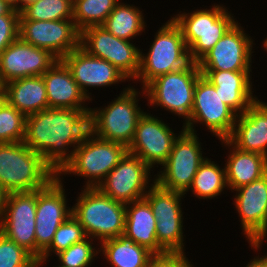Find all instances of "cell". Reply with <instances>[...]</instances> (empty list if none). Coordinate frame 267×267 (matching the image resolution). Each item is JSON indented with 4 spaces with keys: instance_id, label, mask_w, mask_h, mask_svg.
<instances>
[{
    "instance_id": "cell-11",
    "label": "cell",
    "mask_w": 267,
    "mask_h": 267,
    "mask_svg": "<svg viewBox=\"0 0 267 267\" xmlns=\"http://www.w3.org/2000/svg\"><path fill=\"white\" fill-rule=\"evenodd\" d=\"M132 42L115 37L101 25L89 26L80 31V48L91 56L111 63L130 82L138 75L141 50Z\"/></svg>"
},
{
    "instance_id": "cell-16",
    "label": "cell",
    "mask_w": 267,
    "mask_h": 267,
    "mask_svg": "<svg viewBox=\"0 0 267 267\" xmlns=\"http://www.w3.org/2000/svg\"><path fill=\"white\" fill-rule=\"evenodd\" d=\"M19 37L62 59L80 47V30L73 19L54 21L19 20Z\"/></svg>"
},
{
    "instance_id": "cell-8",
    "label": "cell",
    "mask_w": 267,
    "mask_h": 267,
    "mask_svg": "<svg viewBox=\"0 0 267 267\" xmlns=\"http://www.w3.org/2000/svg\"><path fill=\"white\" fill-rule=\"evenodd\" d=\"M201 75L198 64L191 61L180 70L157 76L144 87L149 103L146 105L160 107L185 122L190 117L194 89Z\"/></svg>"
},
{
    "instance_id": "cell-23",
    "label": "cell",
    "mask_w": 267,
    "mask_h": 267,
    "mask_svg": "<svg viewBox=\"0 0 267 267\" xmlns=\"http://www.w3.org/2000/svg\"><path fill=\"white\" fill-rule=\"evenodd\" d=\"M216 88L222 101L237 115L244 113L258 97L253 94V72L200 71Z\"/></svg>"
},
{
    "instance_id": "cell-36",
    "label": "cell",
    "mask_w": 267,
    "mask_h": 267,
    "mask_svg": "<svg viewBox=\"0 0 267 267\" xmlns=\"http://www.w3.org/2000/svg\"><path fill=\"white\" fill-rule=\"evenodd\" d=\"M26 117L5 101L0 107V143L23 142Z\"/></svg>"
},
{
    "instance_id": "cell-37",
    "label": "cell",
    "mask_w": 267,
    "mask_h": 267,
    "mask_svg": "<svg viewBox=\"0 0 267 267\" xmlns=\"http://www.w3.org/2000/svg\"><path fill=\"white\" fill-rule=\"evenodd\" d=\"M35 258L0 232V267H33Z\"/></svg>"
},
{
    "instance_id": "cell-2",
    "label": "cell",
    "mask_w": 267,
    "mask_h": 267,
    "mask_svg": "<svg viewBox=\"0 0 267 267\" xmlns=\"http://www.w3.org/2000/svg\"><path fill=\"white\" fill-rule=\"evenodd\" d=\"M131 84L128 83L107 106L105 103L102 107H90L89 111V131L93 135L127 148L133 141L139 119L145 113L139 106V97L146 99L144 88L139 90Z\"/></svg>"
},
{
    "instance_id": "cell-10",
    "label": "cell",
    "mask_w": 267,
    "mask_h": 267,
    "mask_svg": "<svg viewBox=\"0 0 267 267\" xmlns=\"http://www.w3.org/2000/svg\"><path fill=\"white\" fill-rule=\"evenodd\" d=\"M237 114L216 92L215 86L203 75L196 83L190 117L183 122L185 130L197 133L196 125L204 127L218 140L227 139L233 130Z\"/></svg>"
},
{
    "instance_id": "cell-4",
    "label": "cell",
    "mask_w": 267,
    "mask_h": 267,
    "mask_svg": "<svg viewBox=\"0 0 267 267\" xmlns=\"http://www.w3.org/2000/svg\"><path fill=\"white\" fill-rule=\"evenodd\" d=\"M56 173L24 142L0 143V183L8 193L45 187Z\"/></svg>"
},
{
    "instance_id": "cell-44",
    "label": "cell",
    "mask_w": 267,
    "mask_h": 267,
    "mask_svg": "<svg viewBox=\"0 0 267 267\" xmlns=\"http://www.w3.org/2000/svg\"><path fill=\"white\" fill-rule=\"evenodd\" d=\"M6 2L9 6H11L13 9H16L20 12V0H3Z\"/></svg>"
},
{
    "instance_id": "cell-45",
    "label": "cell",
    "mask_w": 267,
    "mask_h": 267,
    "mask_svg": "<svg viewBox=\"0 0 267 267\" xmlns=\"http://www.w3.org/2000/svg\"><path fill=\"white\" fill-rule=\"evenodd\" d=\"M46 262H50V260H46V259H42V258H39V259H35L34 263H33V267H43L45 264L47 265L48 263ZM54 267V266H53ZM55 267H58L56 266L55 264Z\"/></svg>"
},
{
    "instance_id": "cell-35",
    "label": "cell",
    "mask_w": 267,
    "mask_h": 267,
    "mask_svg": "<svg viewBox=\"0 0 267 267\" xmlns=\"http://www.w3.org/2000/svg\"><path fill=\"white\" fill-rule=\"evenodd\" d=\"M87 237L81 242L74 243L66 250L55 255L58 267H90L97 260L99 254V243ZM97 242V244H96ZM95 243V245H94ZM97 245V246H96ZM96 246V247H95ZM93 262V263H92Z\"/></svg>"
},
{
    "instance_id": "cell-13",
    "label": "cell",
    "mask_w": 267,
    "mask_h": 267,
    "mask_svg": "<svg viewBox=\"0 0 267 267\" xmlns=\"http://www.w3.org/2000/svg\"><path fill=\"white\" fill-rule=\"evenodd\" d=\"M249 35L237 20L197 62L200 71L252 72V56H255L253 48L256 43Z\"/></svg>"
},
{
    "instance_id": "cell-25",
    "label": "cell",
    "mask_w": 267,
    "mask_h": 267,
    "mask_svg": "<svg viewBox=\"0 0 267 267\" xmlns=\"http://www.w3.org/2000/svg\"><path fill=\"white\" fill-rule=\"evenodd\" d=\"M156 223L152 208L145 198L126 204L123 234L154 255H162L166 252L158 245Z\"/></svg>"
},
{
    "instance_id": "cell-1",
    "label": "cell",
    "mask_w": 267,
    "mask_h": 267,
    "mask_svg": "<svg viewBox=\"0 0 267 267\" xmlns=\"http://www.w3.org/2000/svg\"><path fill=\"white\" fill-rule=\"evenodd\" d=\"M89 111L48 108L30 114L26 117L23 142L40 154L57 175L89 132Z\"/></svg>"
},
{
    "instance_id": "cell-34",
    "label": "cell",
    "mask_w": 267,
    "mask_h": 267,
    "mask_svg": "<svg viewBox=\"0 0 267 267\" xmlns=\"http://www.w3.org/2000/svg\"><path fill=\"white\" fill-rule=\"evenodd\" d=\"M87 238V235L79 221L71 214L56 230L50 246L42 253L41 258L49 260L56 254L66 250L74 243ZM53 255V257H52Z\"/></svg>"
},
{
    "instance_id": "cell-7",
    "label": "cell",
    "mask_w": 267,
    "mask_h": 267,
    "mask_svg": "<svg viewBox=\"0 0 267 267\" xmlns=\"http://www.w3.org/2000/svg\"><path fill=\"white\" fill-rule=\"evenodd\" d=\"M127 152L125 145L100 139L89 131L74 149L72 159L57 176L63 178L68 174L83 177V187L97 188Z\"/></svg>"
},
{
    "instance_id": "cell-30",
    "label": "cell",
    "mask_w": 267,
    "mask_h": 267,
    "mask_svg": "<svg viewBox=\"0 0 267 267\" xmlns=\"http://www.w3.org/2000/svg\"><path fill=\"white\" fill-rule=\"evenodd\" d=\"M119 0H73V21L81 31L102 25Z\"/></svg>"
},
{
    "instance_id": "cell-6",
    "label": "cell",
    "mask_w": 267,
    "mask_h": 267,
    "mask_svg": "<svg viewBox=\"0 0 267 267\" xmlns=\"http://www.w3.org/2000/svg\"><path fill=\"white\" fill-rule=\"evenodd\" d=\"M151 42L146 53L140 50V69L132 81L141 88L157 76L180 70L191 62L181 29L171 17L158 28Z\"/></svg>"
},
{
    "instance_id": "cell-48",
    "label": "cell",
    "mask_w": 267,
    "mask_h": 267,
    "mask_svg": "<svg viewBox=\"0 0 267 267\" xmlns=\"http://www.w3.org/2000/svg\"><path fill=\"white\" fill-rule=\"evenodd\" d=\"M261 47L264 49L263 51L267 52V36L266 39L264 38Z\"/></svg>"
},
{
    "instance_id": "cell-14",
    "label": "cell",
    "mask_w": 267,
    "mask_h": 267,
    "mask_svg": "<svg viewBox=\"0 0 267 267\" xmlns=\"http://www.w3.org/2000/svg\"><path fill=\"white\" fill-rule=\"evenodd\" d=\"M63 178L55 176L45 187L37 190L36 206V259L50 246L58 227L72 214L68 206ZM64 186V187H63Z\"/></svg>"
},
{
    "instance_id": "cell-42",
    "label": "cell",
    "mask_w": 267,
    "mask_h": 267,
    "mask_svg": "<svg viewBox=\"0 0 267 267\" xmlns=\"http://www.w3.org/2000/svg\"><path fill=\"white\" fill-rule=\"evenodd\" d=\"M244 267H267V261L260 256L255 255L253 259H250V261L244 266Z\"/></svg>"
},
{
    "instance_id": "cell-21",
    "label": "cell",
    "mask_w": 267,
    "mask_h": 267,
    "mask_svg": "<svg viewBox=\"0 0 267 267\" xmlns=\"http://www.w3.org/2000/svg\"><path fill=\"white\" fill-rule=\"evenodd\" d=\"M227 140L239 150L267 157V102L259 98L238 115Z\"/></svg>"
},
{
    "instance_id": "cell-19",
    "label": "cell",
    "mask_w": 267,
    "mask_h": 267,
    "mask_svg": "<svg viewBox=\"0 0 267 267\" xmlns=\"http://www.w3.org/2000/svg\"><path fill=\"white\" fill-rule=\"evenodd\" d=\"M61 60L69 68L73 80L86 97L91 100V103L95 98L92 96V92L89 91L92 87L96 90V88L105 89L126 81L130 83V80L111 63L87 54L80 47L64 56Z\"/></svg>"
},
{
    "instance_id": "cell-49",
    "label": "cell",
    "mask_w": 267,
    "mask_h": 267,
    "mask_svg": "<svg viewBox=\"0 0 267 267\" xmlns=\"http://www.w3.org/2000/svg\"><path fill=\"white\" fill-rule=\"evenodd\" d=\"M262 257L267 261V252H265V254L263 253Z\"/></svg>"
},
{
    "instance_id": "cell-46",
    "label": "cell",
    "mask_w": 267,
    "mask_h": 267,
    "mask_svg": "<svg viewBox=\"0 0 267 267\" xmlns=\"http://www.w3.org/2000/svg\"><path fill=\"white\" fill-rule=\"evenodd\" d=\"M6 101V91L4 85H0V107Z\"/></svg>"
},
{
    "instance_id": "cell-32",
    "label": "cell",
    "mask_w": 267,
    "mask_h": 267,
    "mask_svg": "<svg viewBox=\"0 0 267 267\" xmlns=\"http://www.w3.org/2000/svg\"><path fill=\"white\" fill-rule=\"evenodd\" d=\"M73 19V0H38L20 11L19 20L54 21Z\"/></svg>"
},
{
    "instance_id": "cell-26",
    "label": "cell",
    "mask_w": 267,
    "mask_h": 267,
    "mask_svg": "<svg viewBox=\"0 0 267 267\" xmlns=\"http://www.w3.org/2000/svg\"><path fill=\"white\" fill-rule=\"evenodd\" d=\"M6 101L26 116L48 109V99L42 76L16 79L4 84Z\"/></svg>"
},
{
    "instance_id": "cell-47",
    "label": "cell",
    "mask_w": 267,
    "mask_h": 267,
    "mask_svg": "<svg viewBox=\"0 0 267 267\" xmlns=\"http://www.w3.org/2000/svg\"><path fill=\"white\" fill-rule=\"evenodd\" d=\"M35 1H38V0H20V11L25 7L27 6L28 4L32 3V2H35Z\"/></svg>"
},
{
    "instance_id": "cell-18",
    "label": "cell",
    "mask_w": 267,
    "mask_h": 267,
    "mask_svg": "<svg viewBox=\"0 0 267 267\" xmlns=\"http://www.w3.org/2000/svg\"><path fill=\"white\" fill-rule=\"evenodd\" d=\"M58 60L50 51L18 37L0 54V83L4 85L16 79L42 76Z\"/></svg>"
},
{
    "instance_id": "cell-38",
    "label": "cell",
    "mask_w": 267,
    "mask_h": 267,
    "mask_svg": "<svg viewBox=\"0 0 267 267\" xmlns=\"http://www.w3.org/2000/svg\"><path fill=\"white\" fill-rule=\"evenodd\" d=\"M20 12L11 9L0 16V54L19 37Z\"/></svg>"
},
{
    "instance_id": "cell-17",
    "label": "cell",
    "mask_w": 267,
    "mask_h": 267,
    "mask_svg": "<svg viewBox=\"0 0 267 267\" xmlns=\"http://www.w3.org/2000/svg\"><path fill=\"white\" fill-rule=\"evenodd\" d=\"M37 190L8 193L0 232L36 259Z\"/></svg>"
},
{
    "instance_id": "cell-33",
    "label": "cell",
    "mask_w": 267,
    "mask_h": 267,
    "mask_svg": "<svg viewBox=\"0 0 267 267\" xmlns=\"http://www.w3.org/2000/svg\"><path fill=\"white\" fill-rule=\"evenodd\" d=\"M183 221L184 218H156L157 242L166 253L186 254Z\"/></svg>"
},
{
    "instance_id": "cell-31",
    "label": "cell",
    "mask_w": 267,
    "mask_h": 267,
    "mask_svg": "<svg viewBox=\"0 0 267 267\" xmlns=\"http://www.w3.org/2000/svg\"><path fill=\"white\" fill-rule=\"evenodd\" d=\"M184 196L183 193L164 189L155 182L144 198L149 202L155 219H167L184 218L181 205Z\"/></svg>"
},
{
    "instance_id": "cell-20",
    "label": "cell",
    "mask_w": 267,
    "mask_h": 267,
    "mask_svg": "<svg viewBox=\"0 0 267 267\" xmlns=\"http://www.w3.org/2000/svg\"><path fill=\"white\" fill-rule=\"evenodd\" d=\"M234 191L232 204L240 217L239 228L246 242H249L259 234L267 222V173Z\"/></svg>"
},
{
    "instance_id": "cell-3",
    "label": "cell",
    "mask_w": 267,
    "mask_h": 267,
    "mask_svg": "<svg viewBox=\"0 0 267 267\" xmlns=\"http://www.w3.org/2000/svg\"><path fill=\"white\" fill-rule=\"evenodd\" d=\"M225 6L214 3L209 8L170 16L181 29L192 62L197 63L207 54L237 21Z\"/></svg>"
},
{
    "instance_id": "cell-12",
    "label": "cell",
    "mask_w": 267,
    "mask_h": 267,
    "mask_svg": "<svg viewBox=\"0 0 267 267\" xmlns=\"http://www.w3.org/2000/svg\"><path fill=\"white\" fill-rule=\"evenodd\" d=\"M153 172L141 158L127 152L97 188L113 200L129 204L144 198L155 183Z\"/></svg>"
},
{
    "instance_id": "cell-43",
    "label": "cell",
    "mask_w": 267,
    "mask_h": 267,
    "mask_svg": "<svg viewBox=\"0 0 267 267\" xmlns=\"http://www.w3.org/2000/svg\"><path fill=\"white\" fill-rule=\"evenodd\" d=\"M12 9L6 2L0 0V16L6 15Z\"/></svg>"
},
{
    "instance_id": "cell-5",
    "label": "cell",
    "mask_w": 267,
    "mask_h": 267,
    "mask_svg": "<svg viewBox=\"0 0 267 267\" xmlns=\"http://www.w3.org/2000/svg\"><path fill=\"white\" fill-rule=\"evenodd\" d=\"M77 193L72 215L87 237L99 243L124 233L126 204L113 200L98 188L82 187Z\"/></svg>"
},
{
    "instance_id": "cell-39",
    "label": "cell",
    "mask_w": 267,
    "mask_h": 267,
    "mask_svg": "<svg viewBox=\"0 0 267 267\" xmlns=\"http://www.w3.org/2000/svg\"><path fill=\"white\" fill-rule=\"evenodd\" d=\"M189 258L180 253H165L154 255L148 262L147 267H195Z\"/></svg>"
},
{
    "instance_id": "cell-28",
    "label": "cell",
    "mask_w": 267,
    "mask_h": 267,
    "mask_svg": "<svg viewBox=\"0 0 267 267\" xmlns=\"http://www.w3.org/2000/svg\"><path fill=\"white\" fill-rule=\"evenodd\" d=\"M143 12L141 7L120 0L101 26L117 38L133 41L147 29Z\"/></svg>"
},
{
    "instance_id": "cell-15",
    "label": "cell",
    "mask_w": 267,
    "mask_h": 267,
    "mask_svg": "<svg viewBox=\"0 0 267 267\" xmlns=\"http://www.w3.org/2000/svg\"><path fill=\"white\" fill-rule=\"evenodd\" d=\"M169 126L162 118L145 111L137 123L128 152L141 158L151 169H158V165L161 167L168 159L178 137Z\"/></svg>"
},
{
    "instance_id": "cell-40",
    "label": "cell",
    "mask_w": 267,
    "mask_h": 267,
    "mask_svg": "<svg viewBox=\"0 0 267 267\" xmlns=\"http://www.w3.org/2000/svg\"><path fill=\"white\" fill-rule=\"evenodd\" d=\"M265 240L267 242V222L264 228L259 232V234L248 242L249 247H251V249L254 250L255 253H258V251L260 252L262 250V245L267 246V244L265 245L264 243Z\"/></svg>"
},
{
    "instance_id": "cell-22",
    "label": "cell",
    "mask_w": 267,
    "mask_h": 267,
    "mask_svg": "<svg viewBox=\"0 0 267 267\" xmlns=\"http://www.w3.org/2000/svg\"><path fill=\"white\" fill-rule=\"evenodd\" d=\"M42 77L46 87L48 108L90 110L87 105H90L91 100L81 91L73 80L71 71L61 59Z\"/></svg>"
},
{
    "instance_id": "cell-9",
    "label": "cell",
    "mask_w": 267,
    "mask_h": 267,
    "mask_svg": "<svg viewBox=\"0 0 267 267\" xmlns=\"http://www.w3.org/2000/svg\"><path fill=\"white\" fill-rule=\"evenodd\" d=\"M198 135L182 126L168 159L154 175L159 186L183 194L188 191L200 164L207 157L203 155L204 147Z\"/></svg>"
},
{
    "instance_id": "cell-29",
    "label": "cell",
    "mask_w": 267,
    "mask_h": 267,
    "mask_svg": "<svg viewBox=\"0 0 267 267\" xmlns=\"http://www.w3.org/2000/svg\"><path fill=\"white\" fill-rule=\"evenodd\" d=\"M212 158L208 156L200 164L196 172L189 191L199 200L215 199L217 196L224 194V190L228 191L226 183L225 166H219Z\"/></svg>"
},
{
    "instance_id": "cell-41",
    "label": "cell",
    "mask_w": 267,
    "mask_h": 267,
    "mask_svg": "<svg viewBox=\"0 0 267 267\" xmlns=\"http://www.w3.org/2000/svg\"><path fill=\"white\" fill-rule=\"evenodd\" d=\"M7 196H8V192L4 189V187L0 183V224L4 216Z\"/></svg>"
},
{
    "instance_id": "cell-27",
    "label": "cell",
    "mask_w": 267,
    "mask_h": 267,
    "mask_svg": "<svg viewBox=\"0 0 267 267\" xmlns=\"http://www.w3.org/2000/svg\"><path fill=\"white\" fill-rule=\"evenodd\" d=\"M99 254L111 267H147L154 254L124 234L99 243Z\"/></svg>"
},
{
    "instance_id": "cell-24",
    "label": "cell",
    "mask_w": 267,
    "mask_h": 267,
    "mask_svg": "<svg viewBox=\"0 0 267 267\" xmlns=\"http://www.w3.org/2000/svg\"><path fill=\"white\" fill-rule=\"evenodd\" d=\"M230 151L225 157V173L228 190L234 191L261 178L267 173V157L239 150L227 139L219 140Z\"/></svg>"
}]
</instances>
